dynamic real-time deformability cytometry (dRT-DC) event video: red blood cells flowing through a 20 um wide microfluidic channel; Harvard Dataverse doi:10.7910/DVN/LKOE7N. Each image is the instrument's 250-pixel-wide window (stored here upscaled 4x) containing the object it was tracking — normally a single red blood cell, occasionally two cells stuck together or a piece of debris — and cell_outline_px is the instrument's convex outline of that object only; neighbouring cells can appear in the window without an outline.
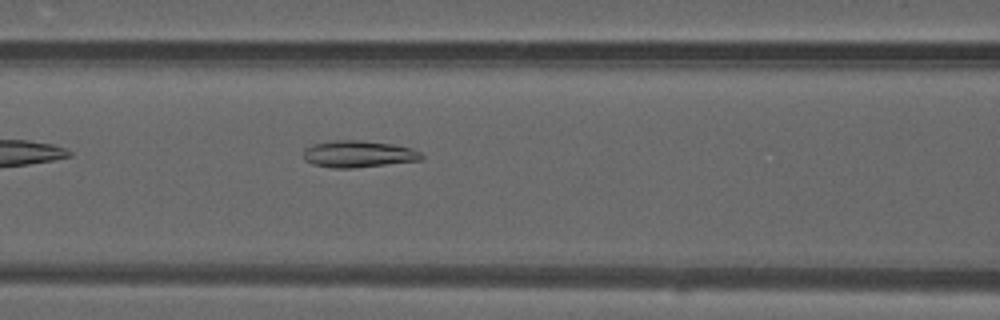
{"species": "common noctule bat (a hibernating species)", "species_latin": "Nyctalus noctula", "temperature_condition": "warm", "stored_images_in_passage": 34, "camera_frame_rate_fps": 3000, "um_per_image_px": 0.085, "animal": {"sex": "male", "forearm_length_mm": 52.5}, "frame": {"image": 1, "passage_image": 6, "time_ms": 1.667, "image_size_px": [1000, 320], "cell_outline_px": [[424, 160], [352, 168], [332, 168], [312, 164], [304, 160], [304, 148], [312, 144], [336, 140], [360, 140], [392, 144], [412, 148], [420, 152], [424, 156]], "centroid_in_image_um": [30.47, 13.09], "position_along_channel_um": 136.1, "area_um2": 18.55}}
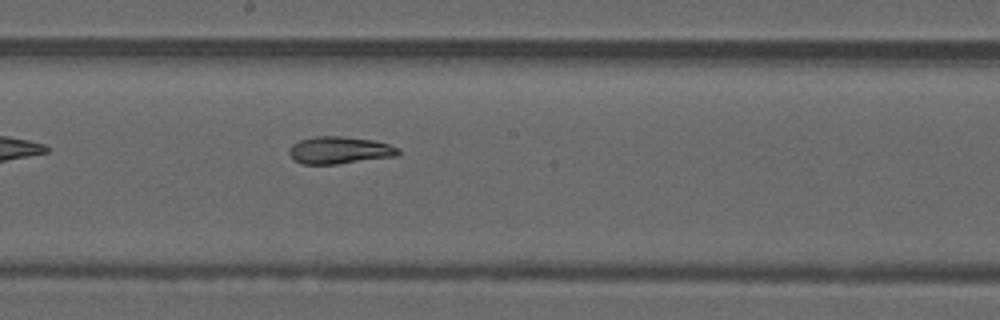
{"frame": {"image": 2, "passage_image": 12, "time_ms": 3.667, "image_size_px": [1000, 320], "cell_outline_px": [[400, 152], [396, 156], [336, 164], [304, 164], [292, 160], [288, 152], [288, 148], [292, 144], [300, 140], [316, 136], [344, 136], [376, 140], [400, 148]], "centroid_in_image_um": [28.84, 12.76], "position_along_channel_um": 219.4, "area_um2": 17.51}}
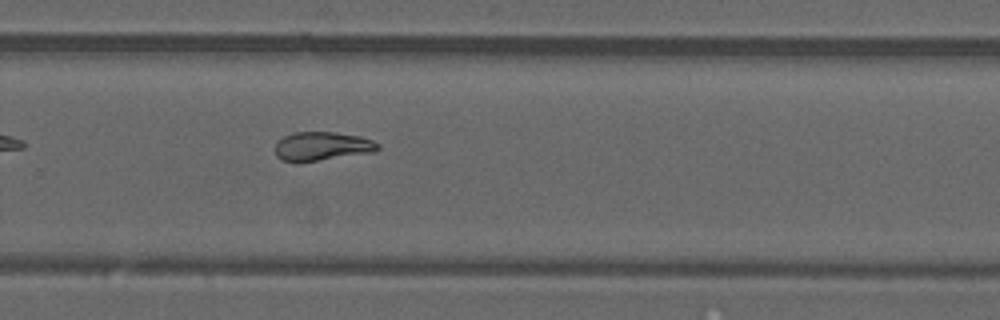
{"frame": {"image": 3, "passage_image": 18, "time_ms": 5.667, "image_size_px": [1000, 320], "cell_outline_px": [[380, 148], [376, 152], [296, 164], [280, 160], [276, 156], [276, 144], [284, 136], [292, 132], [332, 132], [360, 136], [372, 140], [380, 144]], "centroid_in_image_um": [27.37, 12.46], "position_along_channel_um": 302.4, "area_um2": 17.69}, "authors_computed_cell_mechanics": {"area_um2": 18.0625, "velocity_mm_per_s": 4.172, "shape_relaxation_time_tau1_ms": null, "shape_relaxation_time_tau2_ms": 5.6627, "deformation_change_tau1": null, "deformation_change_tau2": 0.117}}